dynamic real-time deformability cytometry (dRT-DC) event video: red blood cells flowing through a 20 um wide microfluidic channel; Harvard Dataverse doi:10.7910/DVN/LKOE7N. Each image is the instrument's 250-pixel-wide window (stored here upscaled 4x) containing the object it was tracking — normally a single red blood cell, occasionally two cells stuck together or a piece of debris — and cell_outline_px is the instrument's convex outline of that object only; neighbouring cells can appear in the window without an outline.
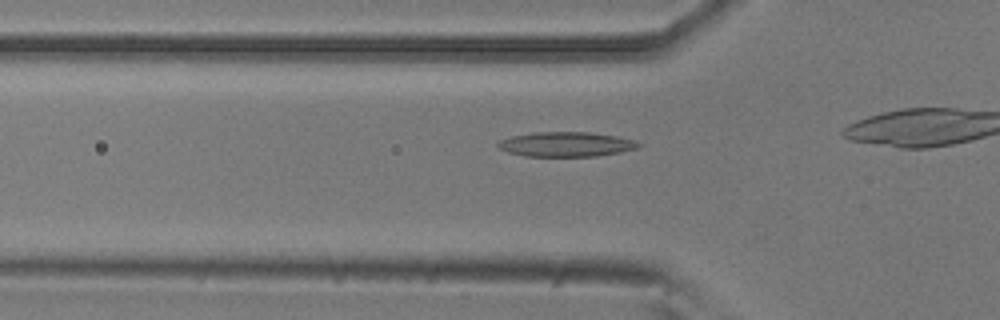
{"species": "common noctule bat (a hibernating species)", "species_latin": "Nyctalus noctula", "temperature_condition": "room temperature", "stored_images_in_passage": 18, "camera_frame_rate_fps": 3000, "um_per_image_px": 0.085, "animal": {"sex": "male", "body_mass_g": 20.5, "forearm_length_mm": 52.5}, "frame": {"image": 1, "passage_image": 13, "time_ms": 4.0, "image_size_px": [1000, 320], "cell_outline_px": [[644, 144], [636, 148], [620, 152], [596, 156], [524, 156], [508, 152], [500, 148], [496, 144], [500, 140], [512, 136], [532, 132], [592, 132], [616, 136], [636, 140]], "centroid_in_image_um": [48.14, 12.26], "position_along_channel_um": 77.7, "area_um2": 20.29}}
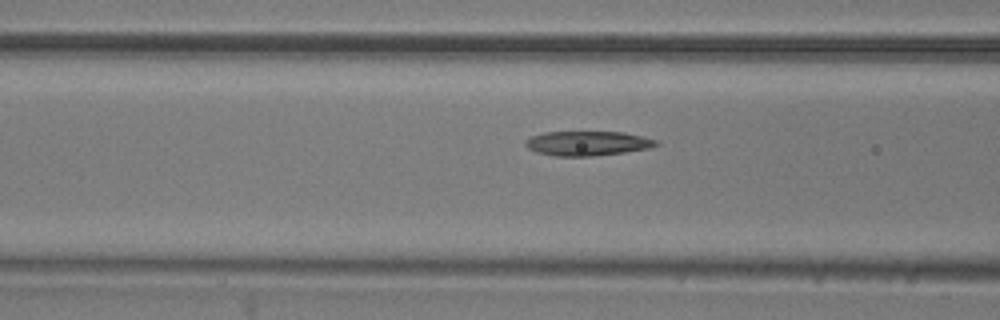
{"frame": {"image": 2, "passage_image": 16, "time_ms": 5.0, "image_size_px": [1000, 320], "cell_outline_px": [[660, 144], [648, 148], [624, 152], [592, 156], [552, 156], [536, 152], [528, 148], [524, 144], [524, 140], [532, 136], [544, 132], [624, 132], [656, 140]], "centroid_in_image_um": [49.88, 12.18], "position_along_channel_um": 116.7, "area_um2": 18.61}}